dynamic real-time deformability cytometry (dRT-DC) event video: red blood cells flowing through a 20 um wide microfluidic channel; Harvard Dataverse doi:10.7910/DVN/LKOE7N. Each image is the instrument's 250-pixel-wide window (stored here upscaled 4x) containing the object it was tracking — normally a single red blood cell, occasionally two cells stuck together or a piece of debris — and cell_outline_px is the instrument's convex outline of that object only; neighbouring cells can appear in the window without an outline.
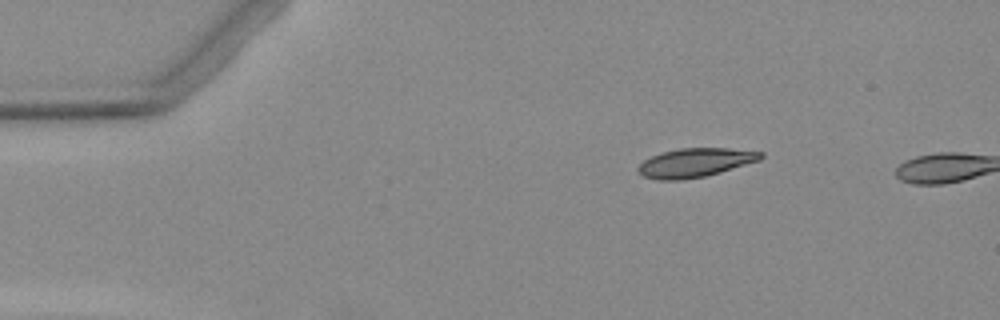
{"species": "Egyptian fruit bat (a non-hibernating species)", "species_latin": "Rousettus aegyptiacus", "temperature_condition": "warm", "stored_images_in_passage": 3, "camera_frame_rate_fps": 3000, "um_per_image_px": 0.085, "animal": {"sex": "female"}, "frame": {"image": 1, "passage_image": 3, "time_ms": 2.667, "image_size_px": [1000, 320], "cell_outline_px": [[764, 156], [760, 160], [720, 172], [704, 176], [680, 180], [660, 180], [644, 176], [636, 168], [644, 160], [652, 156], [664, 152], [680, 148], [728, 148], [764, 152]], "centroid_in_image_um": [59.12, 13.82], "position_along_channel_um": 25.9, "area_um2": 20.4}}